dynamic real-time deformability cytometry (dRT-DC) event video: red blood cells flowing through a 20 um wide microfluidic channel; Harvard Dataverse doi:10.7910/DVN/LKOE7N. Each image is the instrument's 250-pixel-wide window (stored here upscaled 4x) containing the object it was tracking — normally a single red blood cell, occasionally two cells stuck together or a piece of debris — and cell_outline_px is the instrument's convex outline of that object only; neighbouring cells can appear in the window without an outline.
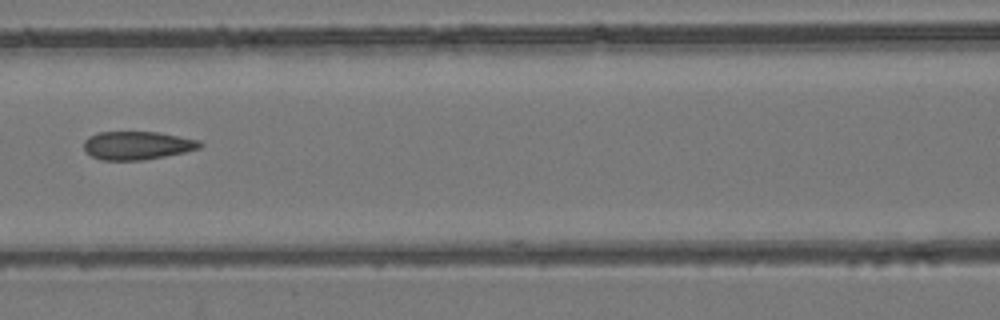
{"species": "common noctule bat (a hibernating species)", "species_latin": "Nyctalus noctula", "temperature_condition": "room temperature", "stored_images_in_passage": 7, "camera_frame_rate_fps": 3000, "um_per_image_px": 0.085, "animal": {"sex": "female", "body_mass_g": 24.6, "forearm_length_mm": 56.2}, "frame": {"image": 1, "passage_image": 7, "time_ms": 6.667, "image_size_px": [1000, 320], "cell_outline_px": [[204, 144], [200, 148], [184, 152], [144, 160], [100, 160], [84, 152], [84, 140], [88, 136], [96, 132], [160, 132], [200, 140]], "centroid_in_image_um": [11.65, 12.36], "position_along_channel_um": 155.0, "area_um2": 19.36}}